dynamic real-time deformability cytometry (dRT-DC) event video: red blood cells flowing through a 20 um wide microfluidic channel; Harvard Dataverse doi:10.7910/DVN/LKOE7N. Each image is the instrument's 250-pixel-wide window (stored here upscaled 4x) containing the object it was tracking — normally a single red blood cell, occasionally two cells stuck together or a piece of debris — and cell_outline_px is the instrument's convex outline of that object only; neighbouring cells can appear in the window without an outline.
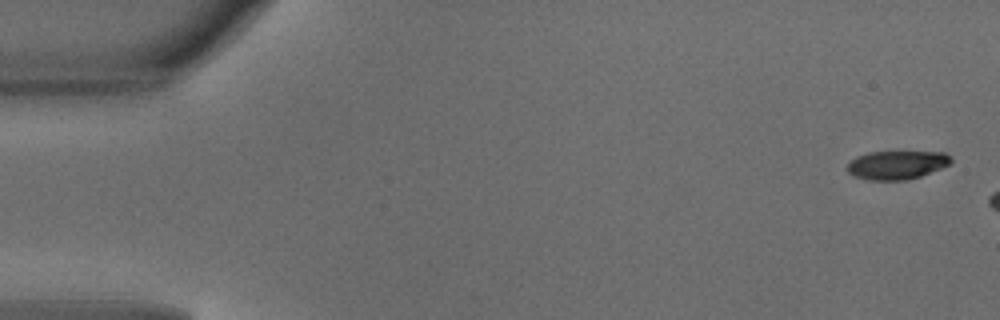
{"species": "common noctule bat (a hibernating species)", "species_latin": "Nyctalus noctula", "temperature_condition": "warm", "stored_images_in_passage": 6, "camera_frame_rate_fps": 3000, "um_per_image_px": 0.085, "animal": {"sex": "male", "body_mass_g": 18.8}, "frame": {"image": 1, "passage_image": 1, "time_ms": 0.0, "image_size_px": [1000, 320], "cell_outline_px": [[952, 160], [948, 164], [940, 168], [920, 176], [904, 180], [868, 180], [856, 176], [848, 172], [848, 164], [856, 156], [868, 152], [944, 152]], "centroid_in_image_um": [76.2, 14.01], "position_along_channel_um": 8.8, "area_um2": 16.94}}